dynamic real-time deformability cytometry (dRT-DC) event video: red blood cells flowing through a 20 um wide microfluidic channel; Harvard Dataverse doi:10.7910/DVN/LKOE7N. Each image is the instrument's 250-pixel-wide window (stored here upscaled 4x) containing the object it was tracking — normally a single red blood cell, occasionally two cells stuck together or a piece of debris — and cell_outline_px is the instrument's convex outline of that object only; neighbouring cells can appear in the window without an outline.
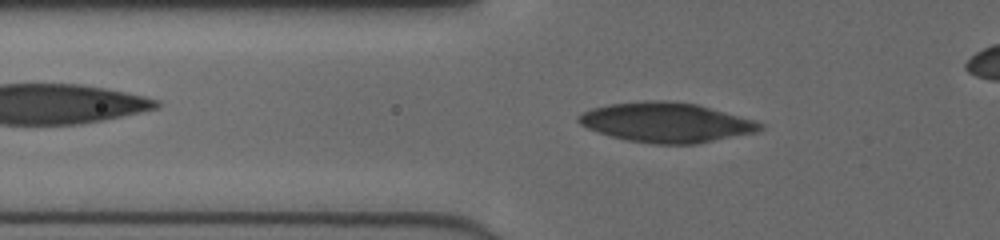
{"species": "human", "species_latin": "Homo sapiens", "temperature_condition": "cold", "stored_images_in_passage": 50, "camera_frame_rate_fps": 3000, "um_per_image_px": 0.085, "donor": {"sex": "female"}, "frame": {"image": 1, "passage_image": 20, "time_ms": 6.333, "image_size_px": [1000, 240], "cell_outline_px": [[764, 128], [756, 132], [696, 144], [656, 144], [628, 140], [612, 136], [588, 128], [580, 124], [576, 120], [576, 116], [592, 108], [608, 104], [644, 100], [664, 100], [696, 104], [756, 120], [764, 124]], "centroid_in_image_um": [56.64, 10.4], "position_along_channel_um": 69.2, "area_um2": 41.96}}
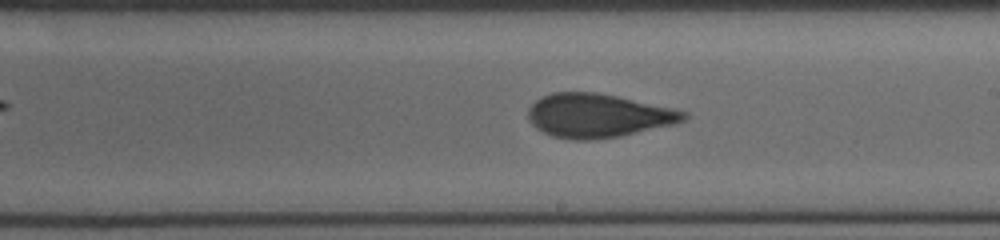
{"frame": {"image": 2, "passage_image": 33, "time_ms": 10.667, "image_size_px": [1000, 240], "cell_outline_px": [[688, 116], [684, 120], [676, 124], [620, 136], [588, 140], [572, 140], [552, 136], [536, 128], [528, 120], [528, 108], [540, 96], [552, 92], [596, 92], [616, 96], [672, 108], [688, 112]], "centroid_in_image_um": [50.81, 9.83], "position_along_channel_um": 238.2, "area_um2": 39.71}}
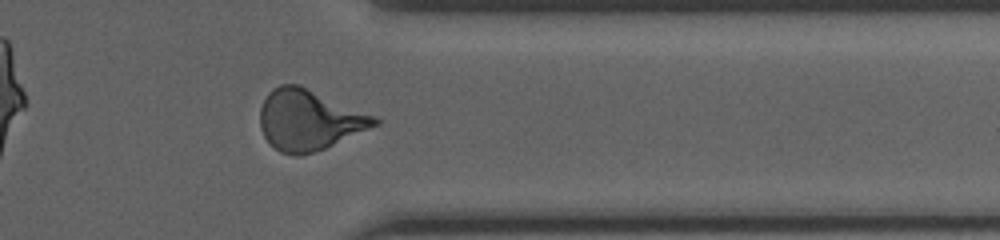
{"frame": {"image": 3, "passage_image": 44, "time_ms": 14.333, "image_size_px": [1000, 240], "cell_outline_px": [[380, 124], [324, 148], [300, 156], [296, 156], [280, 152], [264, 136], [260, 128], [260, 108], [268, 92], [272, 88], [280, 84], [296, 84], [380, 116]], "centroid_in_image_um": [26.3, 10.18], "position_along_channel_um": 385.1, "area_um2": 40.4}}